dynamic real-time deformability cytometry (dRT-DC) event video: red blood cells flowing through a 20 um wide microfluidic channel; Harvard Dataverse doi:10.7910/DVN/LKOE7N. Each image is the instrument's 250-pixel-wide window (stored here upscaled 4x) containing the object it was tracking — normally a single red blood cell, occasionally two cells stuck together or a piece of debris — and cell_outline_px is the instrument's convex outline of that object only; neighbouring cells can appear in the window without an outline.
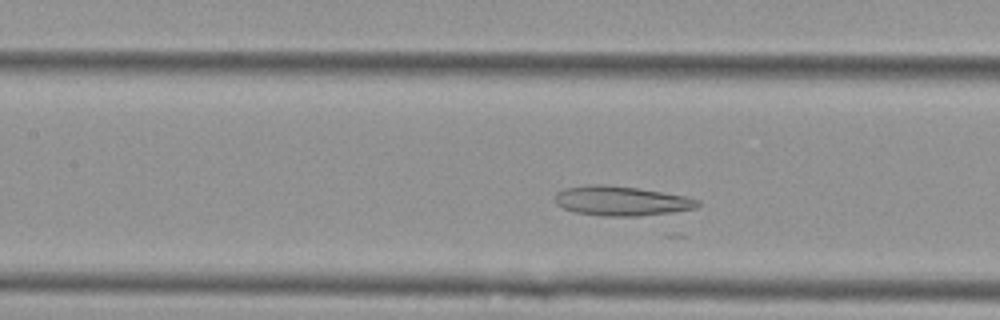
{"species": "Egyptian fruit bat (a non-hibernating species)", "species_latin": "Rousettus aegyptiacus", "temperature_condition": "cold", "stored_images_in_passage": 22, "camera_frame_rate_fps": 3000, "um_per_image_px": 0.085, "animal": {"sex": "female"}, "frame": {"image": 1, "passage_image": 14, "time_ms": 4.333, "image_size_px": [1000, 320], "cell_outline_px": [[700, 204], [696, 208], [672, 212], [640, 216], [600, 216], [576, 212], [564, 208], [556, 204], [552, 200], [556, 192], [564, 188], [584, 184], [604, 184], [636, 188], [684, 196], [700, 200]], "centroid_in_image_um": [52.74, 17.07], "position_along_channel_um": 154.7, "area_um2": 24.74}}
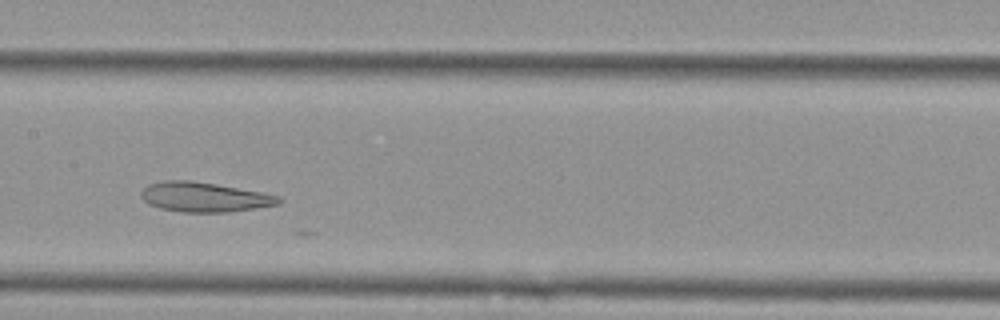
{"frame": {"image": 2, "passage_image": 17, "time_ms": 5.333, "image_size_px": [1000, 320], "cell_outline_px": [[284, 200], [280, 204], [256, 208], [228, 212], [184, 212], [160, 208], [148, 204], [140, 196], [140, 192], [148, 184], [164, 180], [192, 180], [264, 192], [280, 196]], "centroid_in_image_um": [17.39, 16.74], "position_along_channel_um": 190.0, "area_um2": 24.04}}
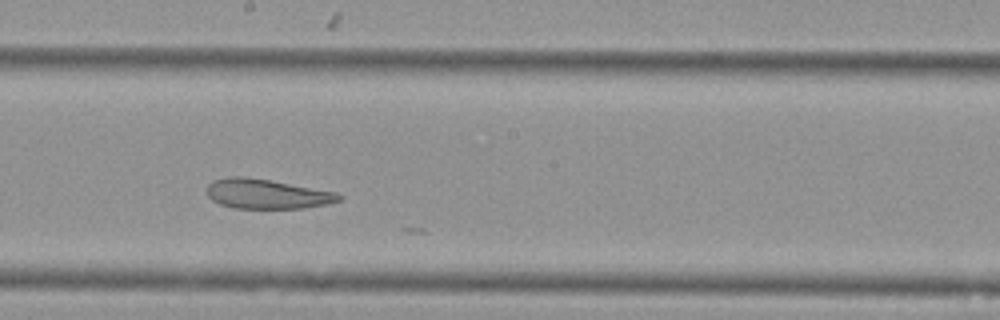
{"frame": {"image": 3, "passage_image": 20, "time_ms": 6.333, "image_size_px": [1000, 320], "cell_outline_px": [[344, 196], [340, 200], [328, 204], [304, 208], [236, 208], [220, 204], [212, 200], [208, 196], [208, 184], [212, 180], [228, 176], [244, 176], [268, 180], [336, 192]], "centroid_in_image_um": [22.67, 16.48], "position_along_channel_um": 225.5, "area_um2": 22.72}}